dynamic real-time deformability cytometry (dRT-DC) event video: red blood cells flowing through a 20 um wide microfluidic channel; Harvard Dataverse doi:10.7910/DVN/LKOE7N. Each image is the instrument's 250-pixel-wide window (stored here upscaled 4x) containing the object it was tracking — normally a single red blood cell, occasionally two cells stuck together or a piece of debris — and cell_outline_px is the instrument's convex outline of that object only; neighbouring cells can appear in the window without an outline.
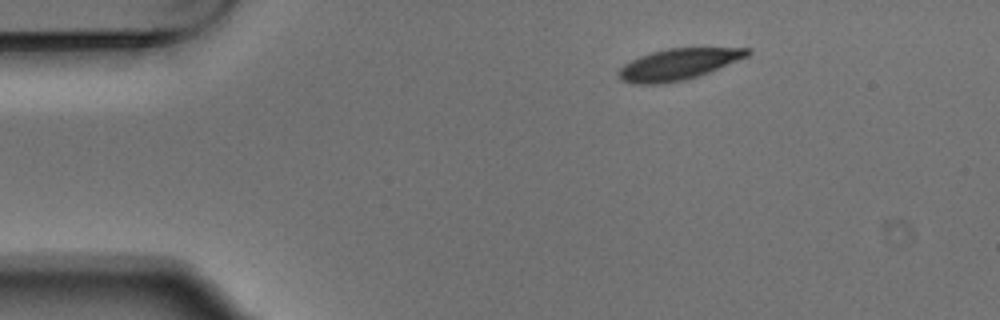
{"species": "Egyptian fruit bat (a non-hibernating species)", "species_latin": "Rousettus aegyptiacus", "temperature_condition": "warm", "stored_images_in_passage": 2, "camera_frame_rate_fps": 3000, "um_per_image_px": 0.085, "animal": {"sex": "male"}, "frame": {"image": 1, "passage_image": 1, "time_ms": 0.0, "image_size_px": [1000, 320], "cell_outline_px": [[752, 52], [748, 56], [708, 72], [684, 80], [664, 84], [632, 84], [620, 80], [616, 76], [616, 72], [624, 64], [640, 56], [652, 52], [668, 48], [752, 48]], "centroid_in_image_um": [57.6, 5.47], "position_along_channel_um": 27.4, "area_um2": 23.41}}